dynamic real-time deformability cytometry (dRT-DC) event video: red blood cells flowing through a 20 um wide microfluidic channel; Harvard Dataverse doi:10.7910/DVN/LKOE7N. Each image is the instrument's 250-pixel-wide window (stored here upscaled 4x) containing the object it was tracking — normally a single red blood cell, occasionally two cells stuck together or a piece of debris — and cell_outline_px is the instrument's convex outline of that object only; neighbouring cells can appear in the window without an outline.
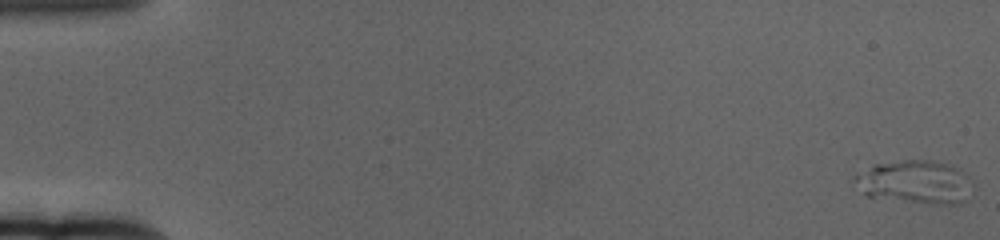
{"species": "human", "species_latin": "Homo sapiens", "temperature_condition": "cold", "stored_images_in_passage": 9, "segment_of_instrument_passage": [2, 2], "camera_frame_rate_fps": 3000, "um_per_image_px": 0.085, "donor": {"sex": "female"}, "frame": {"image": 1, "passage_image": 9, "time_ms": 2.667, "image_size_px": [1000, 240], "cell_outline_px": [[964, 200], [960, 204], [936, 204], [868, 196], [852, 180], [852, 176], [872, 164], [904, 160], [932, 160], [948, 164], [960, 168], [964, 172]], "centroid_in_image_um": [77.64, 15.44], "position_along_channel_um": 7.4, "area_um2": 28.78}}